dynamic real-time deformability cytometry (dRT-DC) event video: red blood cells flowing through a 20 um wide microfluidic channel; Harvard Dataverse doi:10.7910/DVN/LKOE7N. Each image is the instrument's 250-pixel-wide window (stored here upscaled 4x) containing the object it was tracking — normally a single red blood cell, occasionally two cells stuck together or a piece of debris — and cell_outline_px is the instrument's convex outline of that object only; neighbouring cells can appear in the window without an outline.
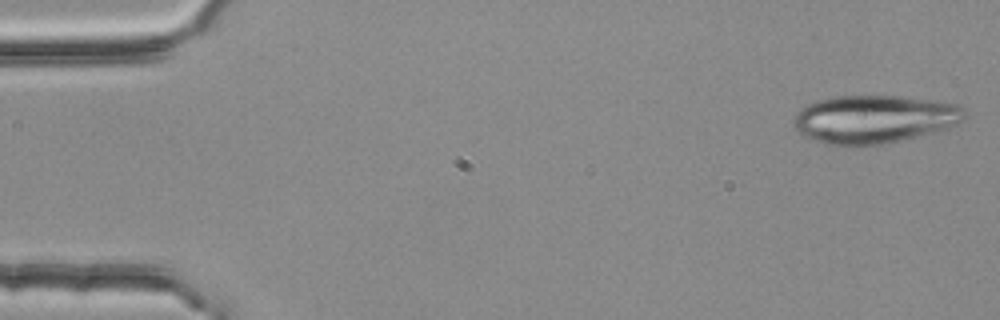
{"species": "common noctule bat (a hibernating species)", "species_latin": "Nyctalus noctula", "temperature_condition": "room temperature", "stored_images_in_passage": 3, "camera_frame_rate_fps": 3000, "um_per_image_px": 0.085, "animal": {"sex": "female", "body_mass_g": 25.1}, "frame": {"image": 1, "passage_image": 1, "time_ms": 0.0, "image_size_px": [1000, 320], "cell_outline_px": [[964, 116], [956, 124], [948, 128], [884, 144], [824, 144], [800, 136], [792, 124], [792, 116], [800, 108], [808, 104], [832, 96], [900, 96], [932, 100], [956, 104], [964, 108]], "centroid_in_image_um": [74.22, 10.12], "position_along_channel_um": 10.8, "area_um2": 47.74}}